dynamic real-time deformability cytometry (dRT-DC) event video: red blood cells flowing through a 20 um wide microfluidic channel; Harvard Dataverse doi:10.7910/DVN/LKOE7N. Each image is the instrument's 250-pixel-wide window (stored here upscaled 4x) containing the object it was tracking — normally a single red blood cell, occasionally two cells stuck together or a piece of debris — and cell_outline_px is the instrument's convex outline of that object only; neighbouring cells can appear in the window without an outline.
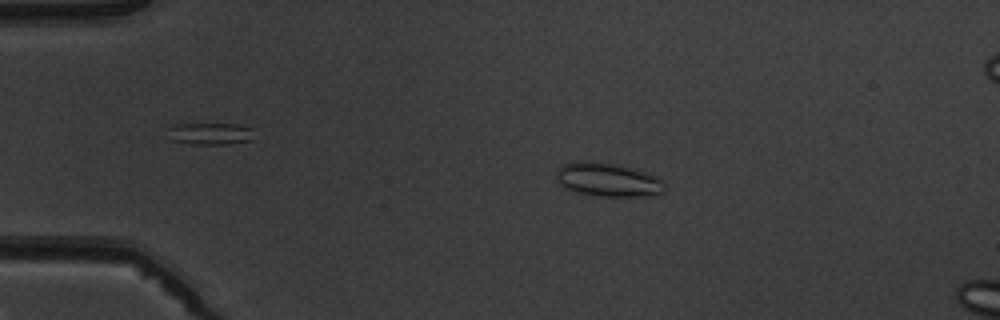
{"species": "common noctule bat (a hibernating species)", "species_latin": "Nyctalus noctula", "temperature_condition": "warm", "stored_images_in_passage": 5, "camera_frame_rate_fps": 3000, "um_per_image_px": 0.085, "animal": {"sex": "male", "body_mass_g": 19.5, "forearm_length_mm": 54.6}, "frame": {"image": 1, "passage_image": 3, "time_ms": 2.333, "image_size_px": [1000, 320], "cell_outline_px": [[664, 192], [636, 196], [600, 196], [576, 192], [564, 188], [556, 180], [556, 172], [564, 164], [572, 160], [588, 160], [620, 164], [636, 168], [648, 172], [664, 180]], "centroid_in_image_um": [51.65, 15.24], "position_along_channel_um": 33.4, "area_um2": 21.68}}